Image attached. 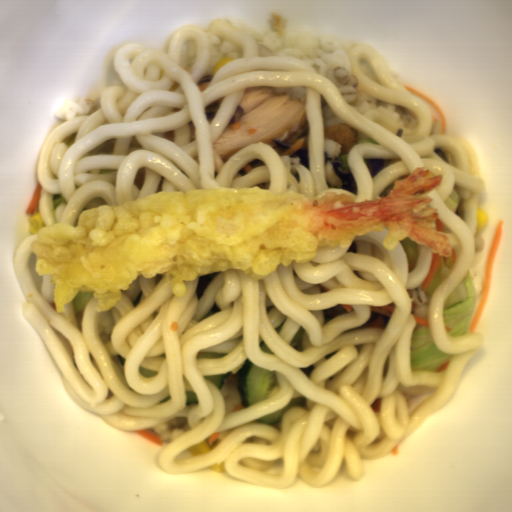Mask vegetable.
<instances>
[{
	"label": "vegetable",
	"mask_w": 512,
	"mask_h": 512,
	"mask_svg": "<svg viewBox=\"0 0 512 512\" xmlns=\"http://www.w3.org/2000/svg\"><path fill=\"white\" fill-rule=\"evenodd\" d=\"M476 305V288L468 270L445 301L443 316L450 336L469 335Z\"/></svg>",
	"instance_id": "1"
},
{
	"label": "vegetable",
	"mask_w": 512,
	"mask_h": 512,
	"mask_svg": "<svg viewBox=\"0 0 512 512\" xmlns=\"http://www.w3.org/2000/svg\"><path fill=\"white\" fill-rule=\"evenodd\" d=\"M451 357L435 343L428 326L415 327L411 346V371H446Z\"/></svg>",
	"instance_id": "2"
},
{
	"label": "vegetable",
	"mask_w": 512,
	"mask_h": 512,
	"mask_svg": "<svg viewBox=\"0 0 512 512\" xmlns=\"http://www.w3.org/2000/svg\"><path fill=\"white\" fill-rule=\"evenodd\" d=\"M446 274L444 272L443 267H439L438 270L433 275L430 284L427 288L428 296L431 298L433 292L436 290V288L439 286V284L442 282V280L445 278Z\"/></svg>",
	"instance_id": "3"
}]
</instances>
